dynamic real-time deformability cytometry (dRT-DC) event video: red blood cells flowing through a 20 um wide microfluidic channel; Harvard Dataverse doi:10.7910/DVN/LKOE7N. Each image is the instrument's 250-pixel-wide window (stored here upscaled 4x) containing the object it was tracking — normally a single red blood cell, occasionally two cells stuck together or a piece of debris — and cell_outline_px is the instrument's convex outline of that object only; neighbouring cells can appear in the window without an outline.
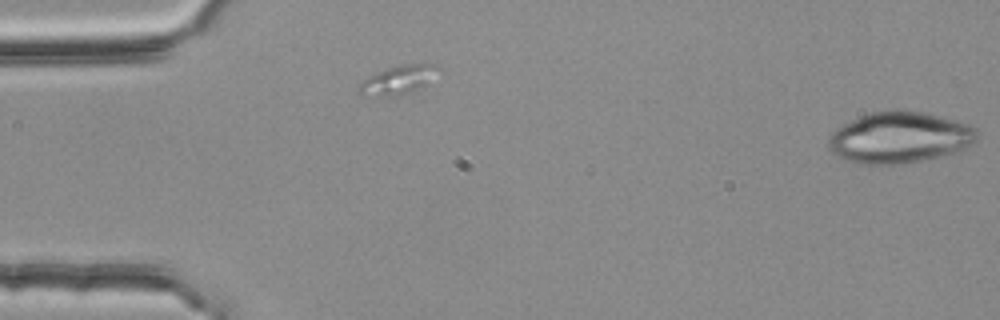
{"species": "common noctule bat (a hibernating species)", "species_latin": "Nyctalus noctula", "temperature_condition": "room temperature", "stored_images_in_passage": 4, "segment_of_instrument_passage": [2, 2], "camera_frame_rate_fps": 3000, "um_per_image_px": 0.085, "animal": {"sex": "female", "body_mass_g": 25.1}, "frame": {"image": 1, "passage_image": 4, "time_ms": 1.0, "image_size_px": [1000, 320], "cell_outline_px": [[976, 140], [972, 144], [952, 152], [920, 160], [892, 164], [868, 164], [844, 160], [836, 156], [828, 148], [828, 140], [832, 132], [844, 124], [868, 112], [896, 108], [924, 112], [964, 124], [976, 128]], "centroid_in_image_um": [76.38, 11.66], "position_along_channel_um": 8.6, "area_um2": 43.75}}